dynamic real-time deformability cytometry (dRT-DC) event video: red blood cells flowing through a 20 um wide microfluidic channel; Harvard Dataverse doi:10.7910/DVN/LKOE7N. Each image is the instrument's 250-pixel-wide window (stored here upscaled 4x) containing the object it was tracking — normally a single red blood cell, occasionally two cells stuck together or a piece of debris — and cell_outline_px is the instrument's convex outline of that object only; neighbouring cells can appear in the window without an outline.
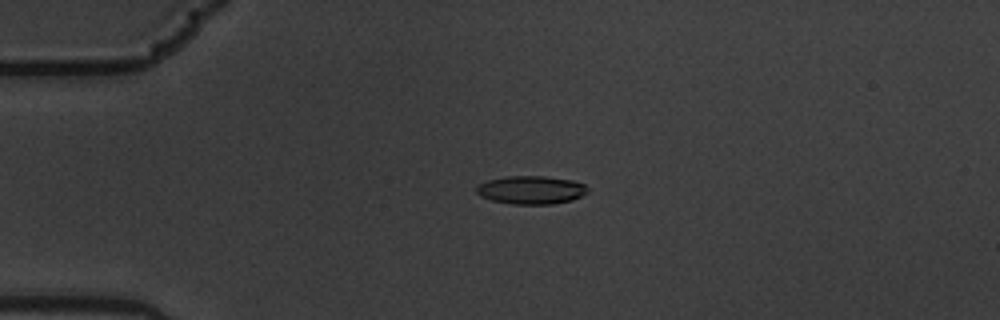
{"species": "common noctule bat (a hibernating species)", "species_latin": "Nyctalus noctula", "temperature_condition": "warm", "stored_images_in_passage": 3, "camera_frame_rate_fps": 3000, "um_per_image_px": 0.085, "animal": {"sex": "male", "body_mass_g": 19.5, "forearm_length_mm": 54.6}, "frame": {"image": 1, "passage_image": 2, "time_ms": 0.333, "image_size_px": [1000, 320], "cell_outline_px": [[588, 192], [572, 200], [552, 204], [512, 204], [492, 200], [480, 196], [476, 192], [476, 188], [480, 184], [488, 180], [508, 176], [544, 176], [572, 180], [584, 184], [588, 188]], "centroid_in_image_um": [45.15, 16.14], "position_along_channel_um": 39.8, "area_um2": 18.21}}